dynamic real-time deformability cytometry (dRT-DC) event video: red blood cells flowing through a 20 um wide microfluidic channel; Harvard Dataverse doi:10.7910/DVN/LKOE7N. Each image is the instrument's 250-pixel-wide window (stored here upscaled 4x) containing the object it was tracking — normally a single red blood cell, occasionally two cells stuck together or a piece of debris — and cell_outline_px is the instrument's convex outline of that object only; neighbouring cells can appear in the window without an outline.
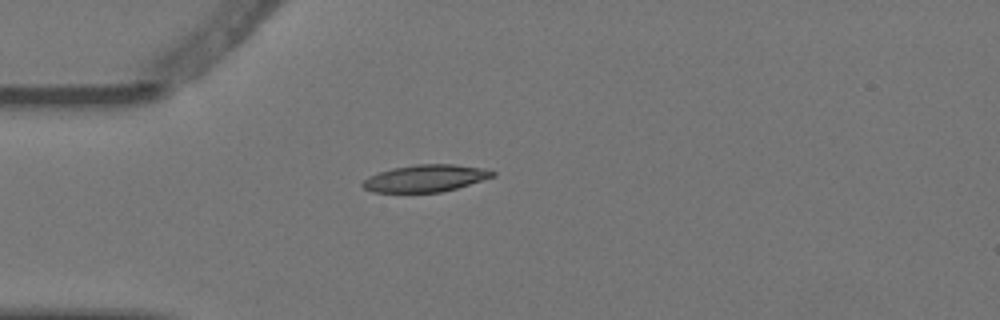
{"species": "Egyptian fruit bat (a non-hibernating species)", "species_latin": "Rousettus aegyptiacus", "temperature_condition": "warm", "stored_images_in_passage": 1, "camera_frame_rate_fps": 3000, "um_per_image_px": 0.085, "animal": {"sex": "female"}, "frame": {"image": 1, "passage_image": 1, "time_ms": 0.0, "image_size_px": [1000, 320], "cell_outline_px": [[496, 176], [456, 188], [440, 192], [372, 192], [364, 188], [360, 184], [368, 176], [392, 168], [416, 164], [452, 164], [484, 168], [496, 172]], "centroid_in_image_um": [36.16, 15.15], "position_along_channel_um": 48.8, "area_um2": 20.46}}